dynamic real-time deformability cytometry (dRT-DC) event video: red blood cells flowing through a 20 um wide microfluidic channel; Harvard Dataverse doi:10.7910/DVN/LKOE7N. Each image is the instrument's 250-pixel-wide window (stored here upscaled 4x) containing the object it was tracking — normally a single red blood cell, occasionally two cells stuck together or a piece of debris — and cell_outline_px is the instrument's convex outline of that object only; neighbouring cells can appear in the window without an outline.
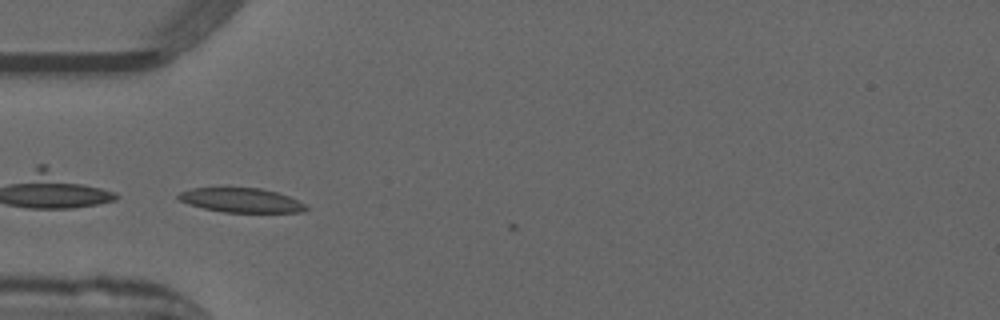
{"species": "common noctule bat (a hibernating species)", "species_latin": "Nyctalus noctula", "temperature_condition": "warm", "stored_images_in_passage": 2, "camera_frame_rate_fps": 3000, "um_per_image_px": 0.085, "animal": {"sex": "male", "forearm_length_mm": 52.5}, "frame": {"image": 1, "passage_image": 1, "time_ms": 0.0, "image_size_px": [1000, 320], "cell_outline_px": [[308, 208], [304, 212], [224, 212], [204, 208], [188, 204], [180, 200], [176, 196], [180, 192], [192, 188], [260, 188], [276, 192], [288, 196], [304, 204]], "centroid_in_image_um": [20.48, 17.02], "position_along_channel_um": 64.5, "area_um2": 17.86}}